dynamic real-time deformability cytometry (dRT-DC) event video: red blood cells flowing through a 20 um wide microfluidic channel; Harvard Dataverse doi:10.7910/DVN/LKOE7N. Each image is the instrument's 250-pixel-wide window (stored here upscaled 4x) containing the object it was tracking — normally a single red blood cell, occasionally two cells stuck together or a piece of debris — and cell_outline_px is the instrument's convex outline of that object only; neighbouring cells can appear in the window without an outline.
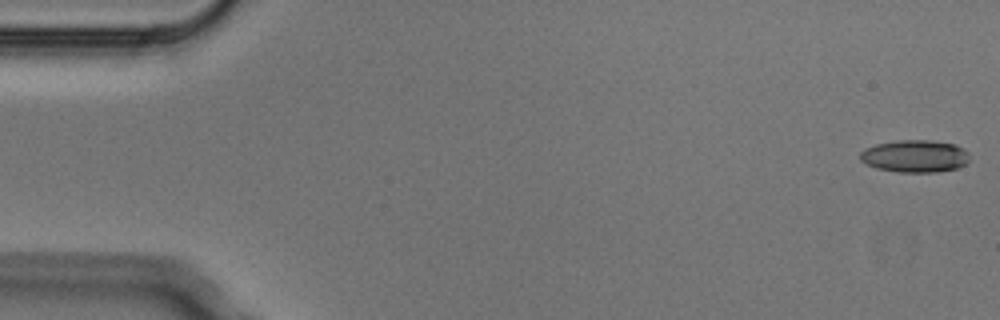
{"species": "Egyptian fruit bat (a non-hibernating species)", "species_latin": "Rousettus aegyptiacus", "temperature_condition": "cold", "stored_images_in_passage": 5, "camera_frame_rate_fps": 3000, "um_per_image_px": 0.085, "animal": {"sex": "male"}, "frame": {"image": 1, "passage_image": 1, "time_ms": 0.0, "image_size_px": [1000, 320], "cell_outline_px": [[968, 164], [956, 168], [936, 172], [896, 172], [876, 168], [860, 160], [860, 152], [864, 148], [876, 144], [896, 140], [928, 140], [956, 144], [964, 148], [968, 152]], "centroid_in_image_um": [77.77, 13.27], "position_along_channel_um": 7.2, "area_um2": 20.81}}
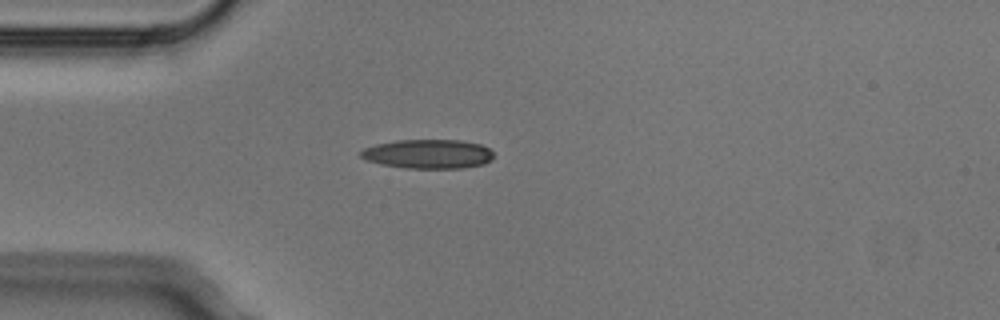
{"frame": {"image": 2, "passage_image": 5, "time_ms": 1.333, "image_size_px": [1000, 320], "cell_outline_px": [[492, 160], [484, 164], [464, 168], [404, 168], [380, 164], [364, 160], [360, 156], [360, 152], [364, 148], [376, 144], [396, 140], [464, 140], [480, 144], [488, 148], [492, 152]], "centroid_in_image_um": [36.37, 13.09], "position_along_channel_um": 48.6, "area_um2": 22.77}}